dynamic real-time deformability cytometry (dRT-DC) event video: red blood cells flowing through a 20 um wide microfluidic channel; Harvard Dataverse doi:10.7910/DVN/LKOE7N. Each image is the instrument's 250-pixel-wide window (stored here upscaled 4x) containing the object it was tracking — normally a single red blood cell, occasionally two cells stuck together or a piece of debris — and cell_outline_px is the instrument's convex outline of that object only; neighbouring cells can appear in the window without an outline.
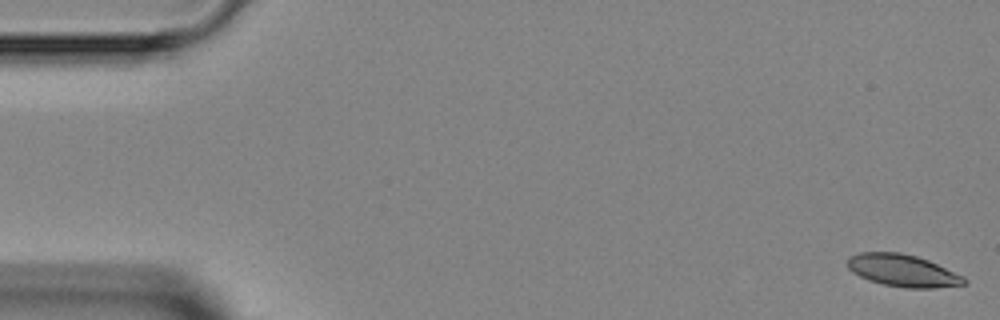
{"species": "Egyptian fruit bat (a non-hibernating species)", "species_latin": "Rousettus aegyptiacus", "temperature_condition": "room temperature", "stored_images_in_passage": 5, "camera_frame_rate_fps": 3000, "um_per_image_px": 0.085, "animal": {"sex": "female"}, "frame": {"image": 1, "passage_image": 1, "time_ms": 0.0, "image_size_px": [1000, 320], "cell_outline_px": [[968, 284], [932, 288], [908, 288], [884, 284], [868, 280], [852, 272], [848, 268], [848, 256], [860, 252], [900, 252], [916, 256], [928, 260], [964, 276], [968, 280]], "centroid_in_image_um": [76.75, 22.99], "position_along_channel_um": 8.3, "area_um2": 21.91}}
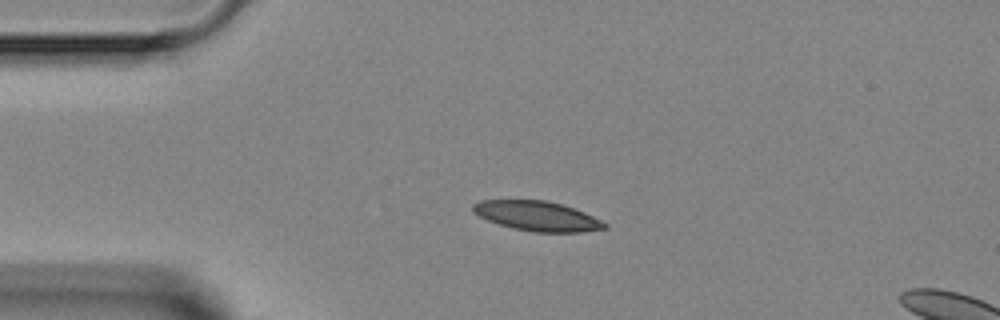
{"frame": {"image": 2, "passage_image": 3, "time_ms": 3.333, "image_size_px": [1000, 320], "cell_outline_px": [[608, 228], [580, 232], [532, 232], [512, 228], [488, 220], [472, 212], [472, 204], [480, 200], [544, 200], [560, 204], [584, 212], [608, 224]], "centroid_in_image_um": [45.64, 18.36], "position_along_channel_um": 39.4, "area_um2": 22.66}}